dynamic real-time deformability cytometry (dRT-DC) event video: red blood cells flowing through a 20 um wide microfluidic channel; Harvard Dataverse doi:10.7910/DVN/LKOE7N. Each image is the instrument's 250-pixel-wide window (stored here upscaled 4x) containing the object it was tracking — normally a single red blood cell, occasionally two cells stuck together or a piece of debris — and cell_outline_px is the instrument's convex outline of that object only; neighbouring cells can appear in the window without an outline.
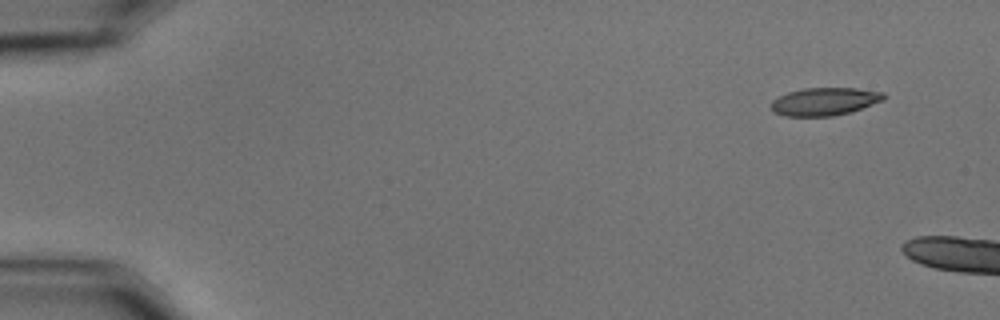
{"species": "common noctule bat (a hibernating species)", "species_latin": "Nyctalus noctula", "temperature_condition": "cold", "stored_images_in_passage": 6, "camera_frame_rate_fps": 3000, "um_per_image_px": 0.085, "animal": {"sex": "male", "body_mass_g": 15.6}, "frame": {"image": 1, "passage_image": 1, "time_ms": 0.0, "image_size_px": [1000, 320], "cell_outline_px": [[888, 96], [884, 100], [848, 112], [832, 116], [784, 116], [776, 112], [768, 104], [772, 100], [788, 92], [804, 88], [856, 88], [884, 92]], "centroid_in_image_um": [70.09, 8.62], "position_along_channel_um": 14.9, "area_um2": 18.21}}